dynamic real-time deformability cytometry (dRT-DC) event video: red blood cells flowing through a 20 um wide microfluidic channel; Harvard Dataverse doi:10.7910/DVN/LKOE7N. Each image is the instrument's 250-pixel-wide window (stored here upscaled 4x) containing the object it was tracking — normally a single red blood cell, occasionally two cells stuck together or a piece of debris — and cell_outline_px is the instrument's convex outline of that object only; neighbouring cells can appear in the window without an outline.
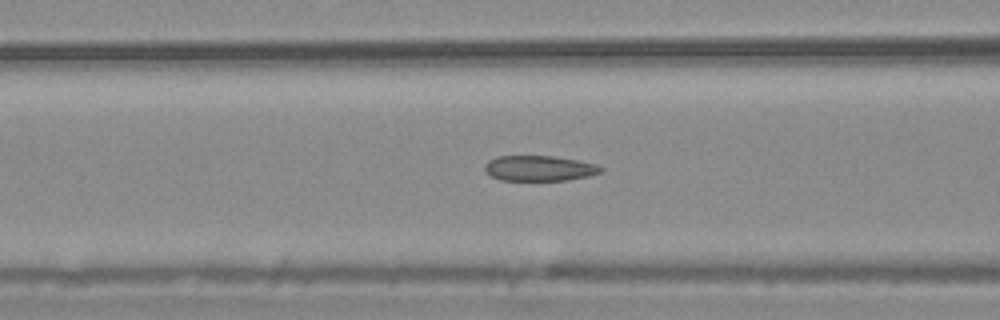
{"species": "common noctule bat (a hibernating species)", "species_latin": "Nyctalus noctula", "temperature_condition": "warm", "stored_images_in_passage": 51, "camera_frame_rate_fps": 3000, "um_per_image_px": 0.085, "animal": {"sex": "male", "body_mass_g": 20.4}, "frame": {"image": 1, "passage_image": 18, "time_ms": 5.667, "image_size_px": [1000, 320], "cell_outline_px": [[604, 168], [600, 172], [588, 176], [568, 180], [500, 180], [492, 176], [484, 168], [484, 164], [488, 160], [496, 156], [556, 156], [580, 160], [596, 164]], "centroid_in_image_um": [45.85, 14.29], "position_along_channel_um": 120.8, "area_um2": 17.22}}
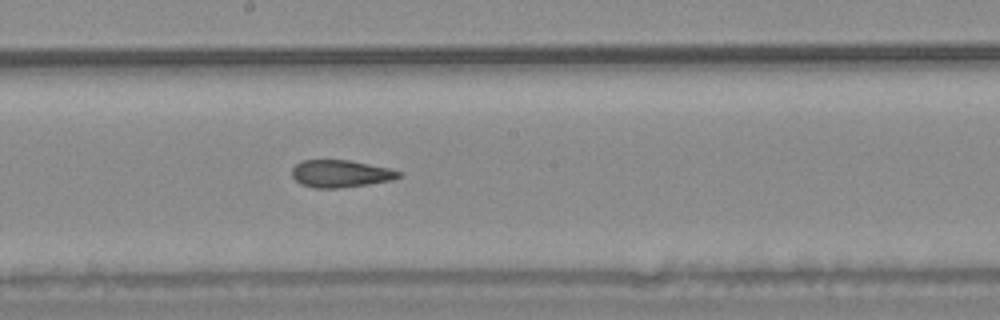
{"frame": {"image": 2, "passage_image": 26, "time_ms": 8.333, "image_size_px": [1000, 320], "cell_outline_px": [[404, 172], [400, 176], [392, 180], [368, 184], [336, 188], [312, 188], [300, 184], [292, 176], [292, 168], [300, 160], [348, 160], [392, 168]], "centroid_in_image_um": [28.96, 14.76], "position_along_channel_um": 219.2, "area_um2": 17.17}}
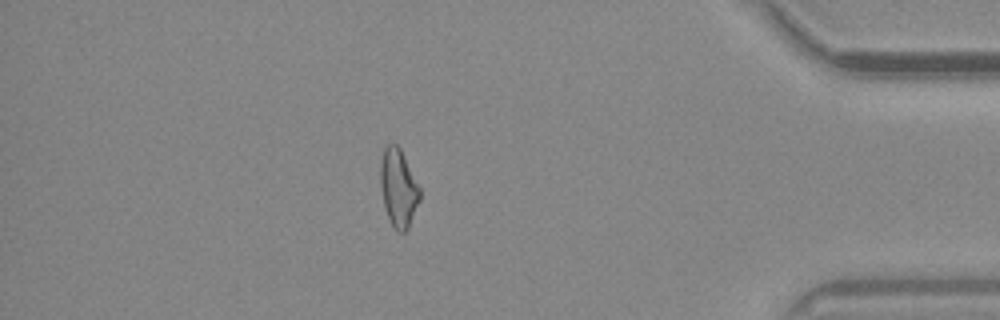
{"frame": {"image": 3, "passage_image": 44, "time_ms": 14.333, "image_size_px": [1000, 320], "cell_outline_px": [[420, 200], [408, 228], [404, 232], [396, 232], [388, 216], [384, 204], [380, 188], [380, 164], [384, 148], [388, 144], [396, 144], [400, 148], [420, 188]], "centroid_in_image_um": [33.86, 15.98], "position_along_channel_um": 401.3, "area_um2": 17.74}, "authors_computed_cell_mechanics": {"area_um2": 17.918, "velocity_mm_per_s": 3.6886, "shape_relaxation_time_tau1_ms": null, "shape_relaxation_time_tau2_ms": 1.4295, "deformation_change_tau1": null, "deformation_change_tau2": 0.0826}}